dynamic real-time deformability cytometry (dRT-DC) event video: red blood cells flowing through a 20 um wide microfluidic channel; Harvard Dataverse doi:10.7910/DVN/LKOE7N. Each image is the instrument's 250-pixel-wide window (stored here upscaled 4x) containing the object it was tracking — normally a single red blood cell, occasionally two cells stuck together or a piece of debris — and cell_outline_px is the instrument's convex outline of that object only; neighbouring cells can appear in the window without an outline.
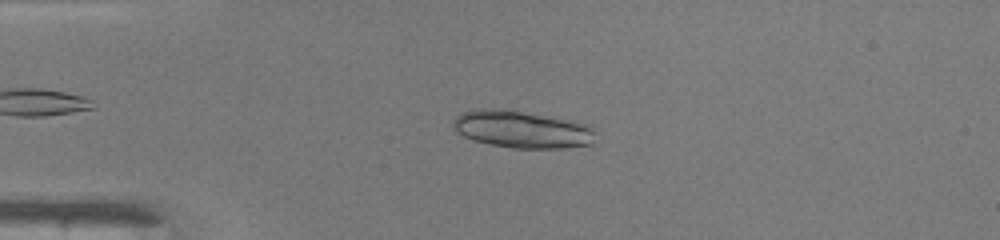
{"species": "common noctule bat (a hibernating species)", "species_latin": "Nyctalus noctula", "temperature_condition": "warm", "stored_images_in_passage": 47, "camera_frame_rate_fps": 3000, "um_per_image_px": 0.085, "animal": {"sex": "male", "body_mass_g": 19.0, "forearm_length_mm": 50.8}, "frame": {"image": 1, "passage_image": 11, "time_ms": 3.333, "image_size_px": [1000, 240], "cell_outline_px": [[592, 144], [564, 148], [512, 148], [472, 140], [456, 132], [452, 124], [456, 116], [460, 112], [476, 108], [504, 108], [568, 120], [588, 124], [592, 128]], "centroid_in_image_um": [44.28, 10.98], "position_along_channel_um": 40.7, "area_um2": 30.87}}
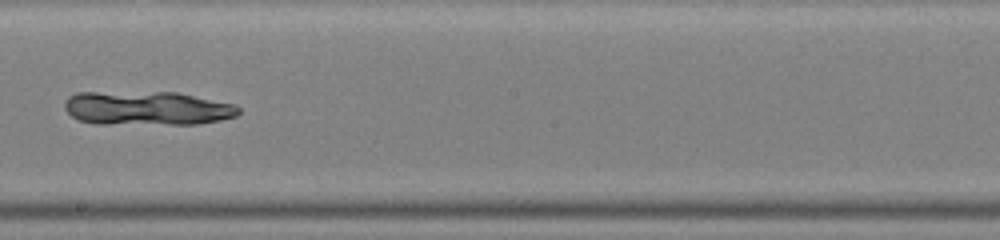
{"frame": {"image": 2, "passage_image": 27, "time_ms": 8.667, "image_size_px": [1000, 240], "cell_outline_px": [[240, 112], [236, 116], [220, 120], [196, 124], [96, 124], [80, 120], [72, 116], [64, 108], [64, 104], [68, 96], [76, 92], [176, 92], [236, 104], [240, 108]], "centroid_in_image_um": [12.5, 9.2], "position_along_channel_um": 235.7, "area_um2": 34.74}}
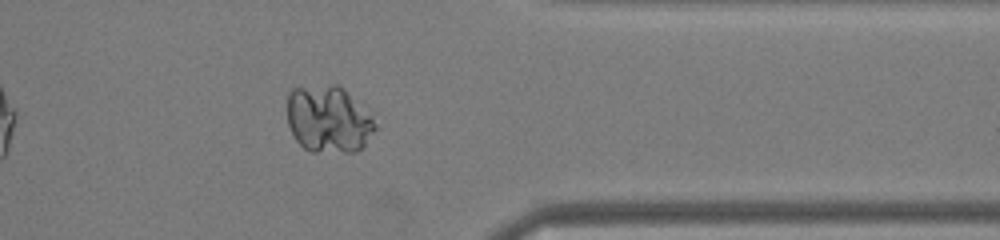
{"frame": {"image": 3, "passage_image": 38, "time_ms": 12.333, "image_size_px": [1000, 240], "cell_outline_px": [[376, 128], [364, 148], [352, 152], [312, 152], [304, 148], [296, 140], [288, 124], [288, 92], [292, 88], [332, 84], [336, 84], [372, 116], [376, 124]], "centroid_in_image_um": [27.91, 10.17], "position_along_channel_um": 383.5, "area_um2": 34.16}}